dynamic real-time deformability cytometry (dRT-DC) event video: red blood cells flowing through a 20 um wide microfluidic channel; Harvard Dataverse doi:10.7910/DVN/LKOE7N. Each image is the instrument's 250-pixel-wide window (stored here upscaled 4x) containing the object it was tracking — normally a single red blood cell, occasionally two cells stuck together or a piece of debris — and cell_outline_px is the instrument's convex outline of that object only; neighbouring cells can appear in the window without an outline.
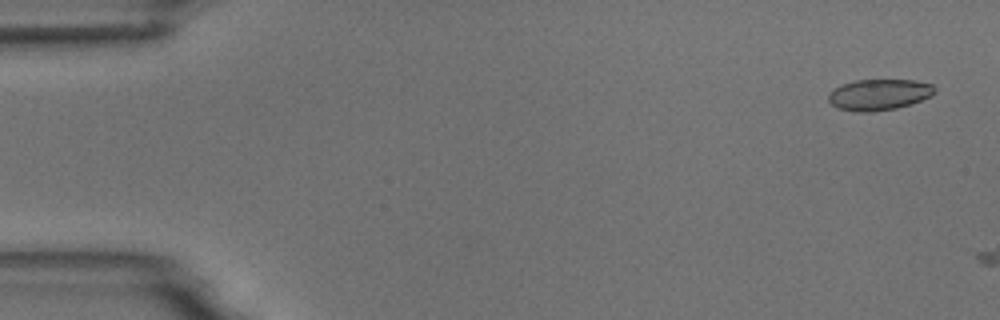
{"species": "common noctule bat (a hibernating species)", "species_latin": "Nyctalus noctula", "temperature_condition": "room temperature", "stored_images_in_passage": 2, "camera_frame_rate_fps": 3000, "um_per_image_px": 0.085, "animal": {"sex": "male", "body_mass_g": 18.8}, "frame": {"image": 1, "passage_image": 1, "time_ms": 0.0, "image_size_px": [1000, 320], "cell_outline_px": [[936, 92], [920, 100], [896, 108], [872, 112], [856, 112], [840, 108], [832, 104], [828, 100], [828, 92], [844, 84], [856, 80], [912, 80], [932, 84], [936, 88]], "centroid_in_image_um": [74.7, 8.04], "position_along_channel_um": 10.3, "area_um2": 18.96}}